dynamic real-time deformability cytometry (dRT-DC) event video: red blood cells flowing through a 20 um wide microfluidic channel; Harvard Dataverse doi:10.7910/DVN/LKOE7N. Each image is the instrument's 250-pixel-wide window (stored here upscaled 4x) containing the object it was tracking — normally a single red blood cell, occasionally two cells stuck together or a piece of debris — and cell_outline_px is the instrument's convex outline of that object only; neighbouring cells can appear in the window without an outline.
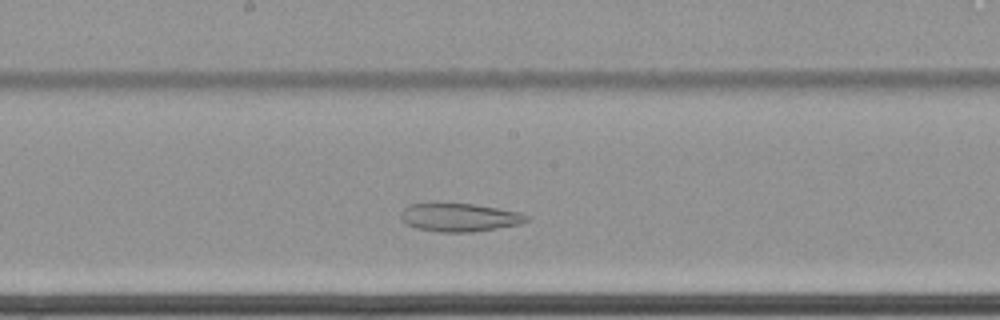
{"species": "common noctule bat (a hibernating species)", "species_latin": "Nyctalus noctula", "temperature_condition": "cold", "stored_images_in_passage": 42, "camera_frame_rate_fps": 3000, "um_per_image_px": 0.085, "animal": {"sex": "female", "body_mass_g": 22.7, "forearm_length_mm": 54.2}, "frame": {"image": 1, "passage_image": 22, "time_ms": 7.0, "image_size_px": [1000, 320], "cell_outline_px": [[528, 220], [520, 224], [472, 232], [440, 232], [416, 228], [400, 220], [400, 212], [408, 204], [472, 204], [520, 212], [528, 216]], "centroid_in_image_um": [39.03, 18.49], "position_along_channel_um": 209.2, "area_um2": 20.46}}
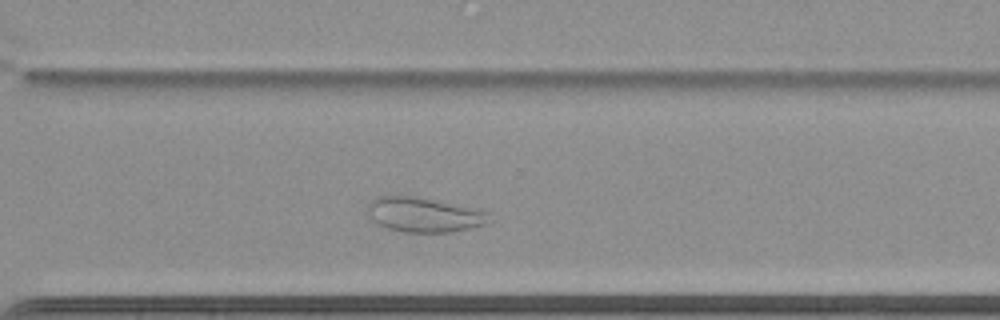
{"frame": {"image": 2, "passage_image": 33, "time_ms": 10.667, "image_size_px": [1000, 320], "cell_outline_px": [[496, 220], [488, 224], [452, 232], [404, 232], [388, 228], [376, 224], [368, 220], [368, 204], [376, 196], [420, 196], [488, 212]], "centroid_in_image_um": [36.05, 18.26], "position_along_channel_um": 334.5, "area_um2": 25.03}}
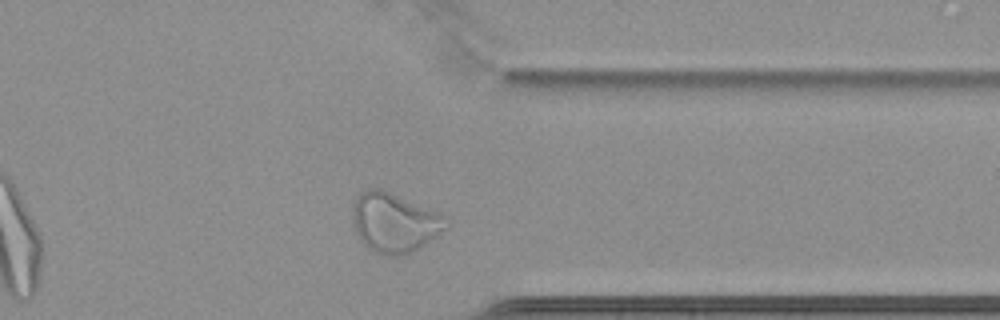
{"frame": {"image": 3, "passage_image": 37, "time_ms": 12.0, "image_size_px": [1000, 320], "cell_outline_px": [[448, 228], [436, 236], [404, 256], [384, 256], [368, 248], [360, 240], [352, 224], [352, 204], [368, 188], [380, 188], [448, 216]], "centroid_in_image_um": [33.52, 18.93], "position_along_channel_um": 377.9, "area_um2": 32.43}, "authors_computed_cell_mechanics": {"area_um2": 26.6458, "velocity_mm_per_s": 3.402, "shape_relaxation_time_tau1_ms": null, "shape_relaxation_time_tau2_ms": 2.2032, "deformation_change_tau1": null, "deformation_change_tau2": 0.0639}}